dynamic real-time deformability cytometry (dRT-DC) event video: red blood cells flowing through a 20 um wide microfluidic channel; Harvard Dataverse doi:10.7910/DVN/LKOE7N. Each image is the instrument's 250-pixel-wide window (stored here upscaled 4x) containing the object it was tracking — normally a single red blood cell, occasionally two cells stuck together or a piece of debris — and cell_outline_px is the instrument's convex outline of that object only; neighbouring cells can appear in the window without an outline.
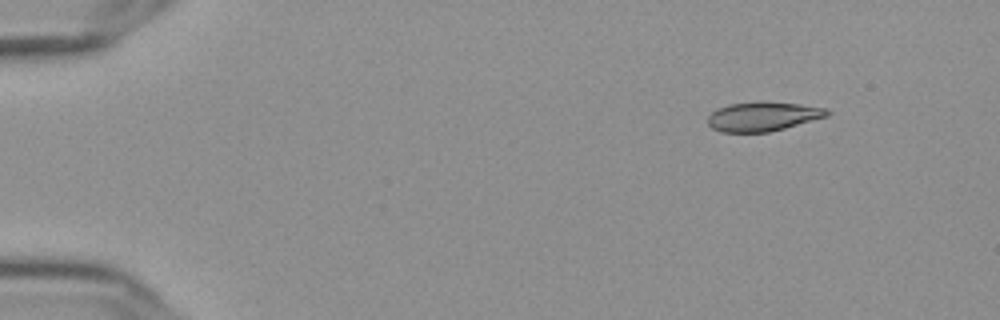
{"species": "Egyptian fruit bat (a non-hibernating species)", "species_latin": "Rousettus aegyptiacus", "temperature_condition": "cold", "stored_images_in_passage": 53, "camera_frame_rate_fps": 3000, "um_per_image_px": 0.085, "frame": {"image": 1, "passage_image": 3, "time_ms": 0.667, "image_size_px": [1000, 320], "cell_outline_px": [[832, 112], [828, 116], [784, 128], [768, 132], [720, 132], [712, 128], [708, 124], [708, 116], [716, 108], [728, 104], [764, 100], [800, 104], [824, 108]], "centroid_in_image_um": [64.82, 9.88], "position_along_channel_um": 20.2, "area_um2": 20.58}}
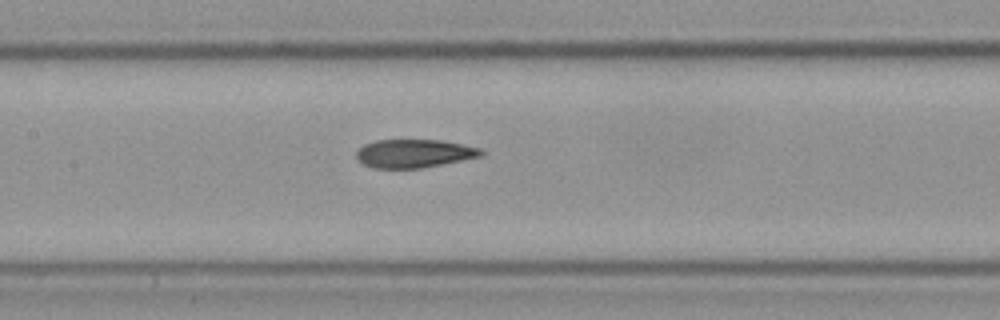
{"frame": {"image": 2, "passage_image": 24, "time_ms": 7.667, "image_size_px": [1000, 320], "cell_outline_px": [[484, 156], [420, 168], [372, 168], [364, 164], [356, 156], [356, 152], [364, 144], [376, 140], [440, 140], [484, 148]], "centroid_in_image_um": [35.25, 13.04], "position_along_channel_um": 172.2, "area_um2": 20.63}}
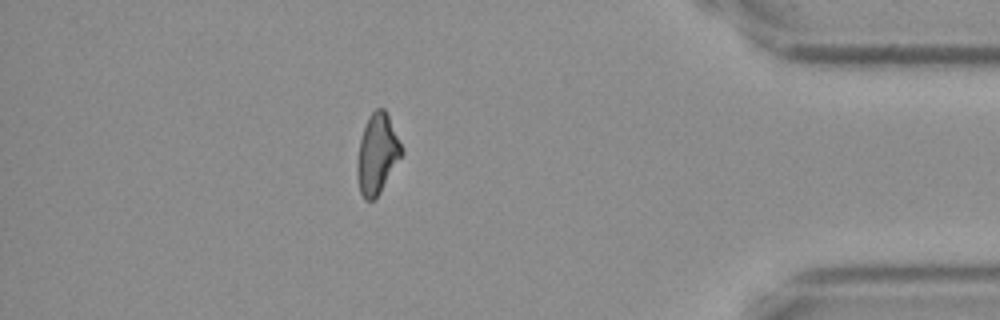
{"frame": {"image": 3, "passage_image": 46, "time_ms": 15.0, "image_size_px": [1000, 320], "cell_outline_px": [[404, 152], [380, 192], [372, 200], [364, 200], [360, 192], [356, 172], [356, 164], [360, 140], [368, 116], [376, 108], [384, 108], [388, 116]], "centroid_in_image_um": [32.04, 13.09], "position_along_channel_um": 403.2, "area_um2": 20.4}, "authors_computed_cell_mechanics": {"area_um2": 21.1548, "velocity_mm_per_s": 3.634, "shape_relaxation_time_tau1_ms": 10.8031, "shape_relaxation_time_tau2_ms": 2.764, "deformation_change_tau1": 0.2474, "deformation_change_tau2": 0.0971}}